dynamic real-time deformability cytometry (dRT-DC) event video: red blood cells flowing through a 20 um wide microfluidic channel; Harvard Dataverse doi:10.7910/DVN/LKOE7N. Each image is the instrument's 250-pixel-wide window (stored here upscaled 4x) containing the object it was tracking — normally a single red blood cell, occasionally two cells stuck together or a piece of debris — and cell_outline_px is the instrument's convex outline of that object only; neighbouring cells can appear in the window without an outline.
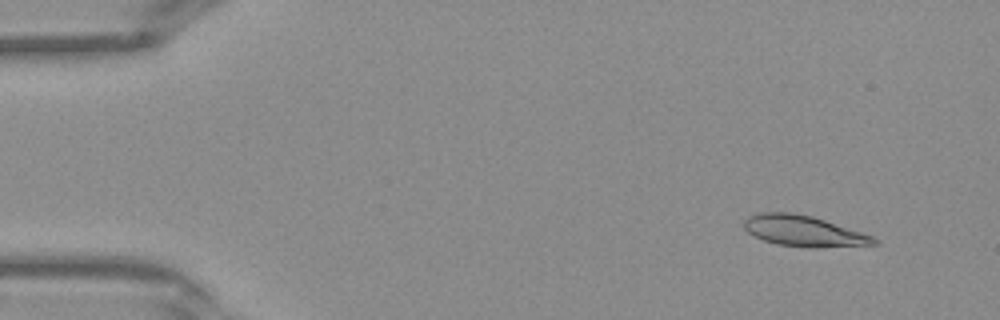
{"species": "Egyptian fruit bat (a non-hibernating species)", "species_latin": "Rousettus aegyptiacus", "temperature_condition": "warm", "stored_images_in_passage": 41, "camera_frame_rate_fps": 3000, "um_per_image_px": 0.085, "frame": {"image": 1, "passage_image": 4, "time_ms": 1.0, "image_size_px": [1000, 320], "cell_outline_px": [[880, 244], [816, 248], [808, 248], [776, 244], [764, 240], [748, 232], [744, 228], [744, 220], [748, 216], [756, 212], [792, 212], [812, 216], [872, 236], [880, 240]], "centroid_in_image_um": [68.3, 19.64], "position_along_channel_um": 16.7, "area_um2": 23.41}}
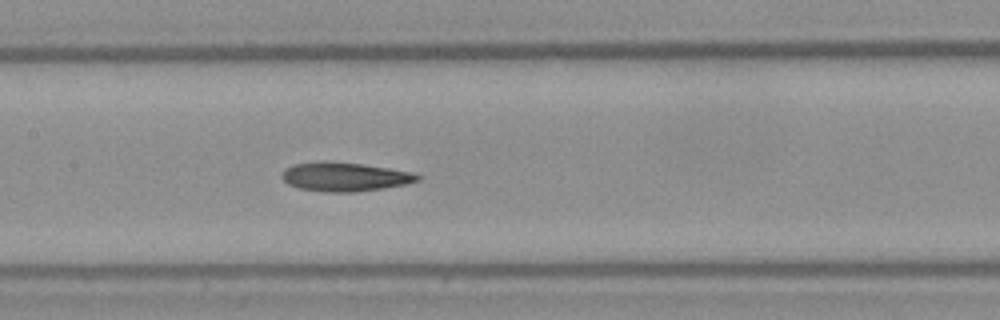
{"frame": {"image": 2, "passage_image": 20, "time_ms": 6.333, "image_size_px": [1000, 320], "cell_outline_px": [[424, 176], [420, 180], [404, 184], [384, 188], [356, 192], [324, 192], [296, 188], [288, 184], [280, 176], [284, 168], [292, 164], [320, 160], [324, 160], [360, 164], [388, 168], [412, 172]], "centroid_in_image_um": [29.25, 15.02], "position_along_channel_um": 178.1, "area_um2": 23.24}}
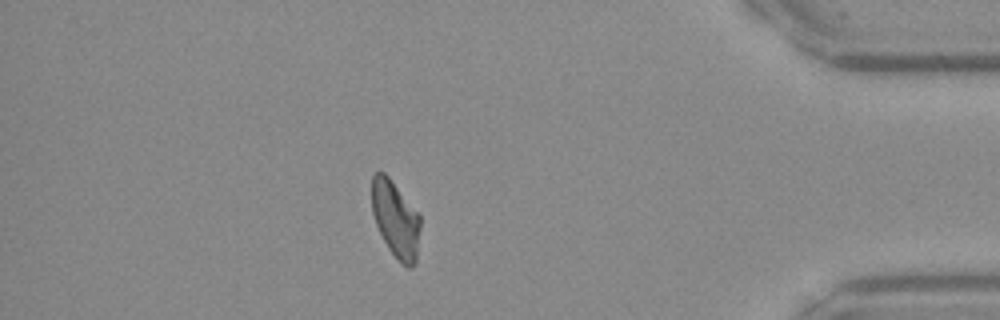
{"frame": {"image": 3, "passage_image": 36, "time_ms": 11.667, "image_size_px": [1000, 320], "cell_outline_px": [[420, 228], [416, 264], [412, 268], [408, 268], [388, 248], [376, 224], [372, 212], [372, 176], [376, 172], [384, 172], [388, 176], [420, 216]], "centroid_in_image_um": [33.63, 18.64], "position_along_channel_um": 401.6, "area_um2": 21.27}}